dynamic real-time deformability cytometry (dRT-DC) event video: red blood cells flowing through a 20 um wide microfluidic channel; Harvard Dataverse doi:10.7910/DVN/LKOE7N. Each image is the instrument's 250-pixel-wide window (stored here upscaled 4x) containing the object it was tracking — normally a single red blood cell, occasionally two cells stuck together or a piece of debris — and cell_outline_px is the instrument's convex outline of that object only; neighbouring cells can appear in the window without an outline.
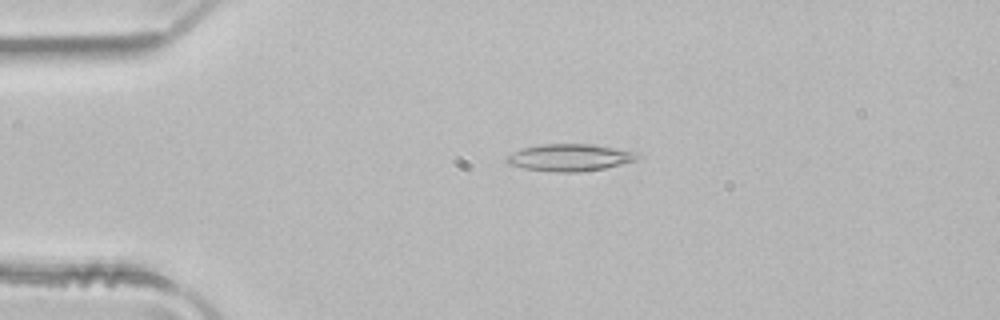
{"species": "common noctule bat (a hibernating species)", "species_latin": "Nyctalus noctula", "temperature_condition": "room temperature", "stored_images_in_passage": 4, "camera_frame_rate_fps": 3000, "um_per_image_px": 0.085, "animal": {"sex": "male", "body_mass_g": 21.5, "forearm_length_mm": 52.0}, "frame": {"image": 1, "passage_image": 3, "time_ms": 0.667, "image_size_px": [1000, 320], "cell_outline_px": [[644, 156], [636, 160], [604, 168], [576, 172], [556, 172], [524, 168], [508, 164], [504, 160], [504, 156], [520, 148], [540, 144], [592, 144], [640, 152]], "centroid_in_image_um": [48.42, 13.37], "position_along_channel_um": 36.6, "area_um2": 20.92}}